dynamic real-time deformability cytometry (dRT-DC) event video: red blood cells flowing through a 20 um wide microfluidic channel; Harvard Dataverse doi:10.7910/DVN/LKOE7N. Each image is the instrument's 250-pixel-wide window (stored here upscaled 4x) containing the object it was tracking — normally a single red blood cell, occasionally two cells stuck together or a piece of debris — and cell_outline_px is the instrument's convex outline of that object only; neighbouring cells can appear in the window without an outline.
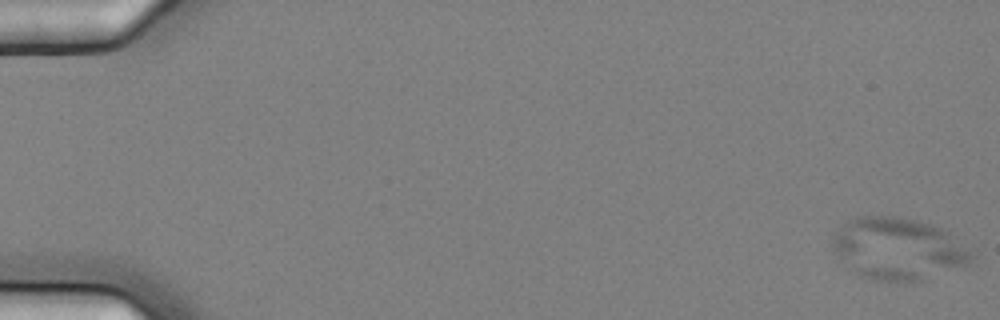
{"species": "common noctule bat (a hibernating species)", "species_latin": "Nyctalus noctula", "temperature_condition": "cold", "stored_images_in_passage": 5, "camera_frame_rate_fps": 3000, "um_per_image_px": 0.085, "animal": {"sex": "female", "body_mass_g": 25.1}, "frame": {"image": 1, "passage_image": 1, "time_ms": 0.0, "image_size_px": [1000, 320], "cell_outline_px": [[976, 256], [972, 260], [964, 264], [920, 280], [908, 284], [872, 280], [860, 276], [840, 260], [832, 244], [832, 236], [844, 224], [856, 216], [896, 216], [916, 220], [940, 228], [948, 232], [972, 252]], "centroid_in_image_um": [76.29, 21.16], "position_along_channel_um": 8.7, "area_um2": 49.88}}
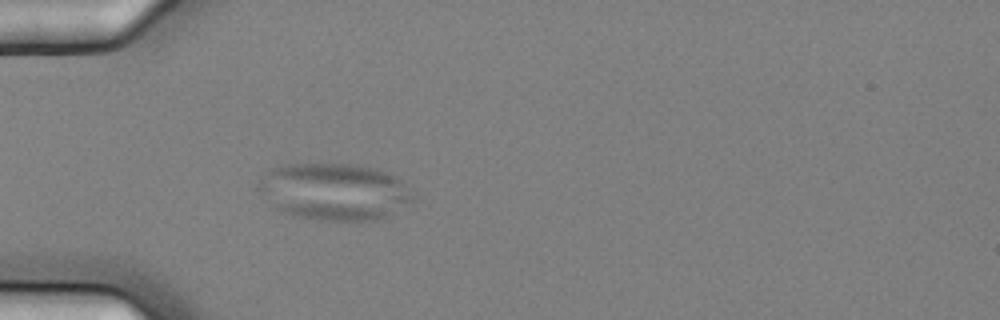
{"frame": {"image": 2, "passage_image": 5, "time_ms": 1.333, "image_size_px": [1000, 320], "cell_outline_px": [[416, 196], [412, 200], [380, 220], [320, 220], [300, 216], [284, 212], [272, 208], [256, 188], [256, 184], [272, 168], [288, 164], [352, 164], [372, 168], [388, 172], [396, 176]], "centroid_in_image_um": [28.38, 16.29], "position_along_channel_um": 56.6, "area_um2": 51.04}}